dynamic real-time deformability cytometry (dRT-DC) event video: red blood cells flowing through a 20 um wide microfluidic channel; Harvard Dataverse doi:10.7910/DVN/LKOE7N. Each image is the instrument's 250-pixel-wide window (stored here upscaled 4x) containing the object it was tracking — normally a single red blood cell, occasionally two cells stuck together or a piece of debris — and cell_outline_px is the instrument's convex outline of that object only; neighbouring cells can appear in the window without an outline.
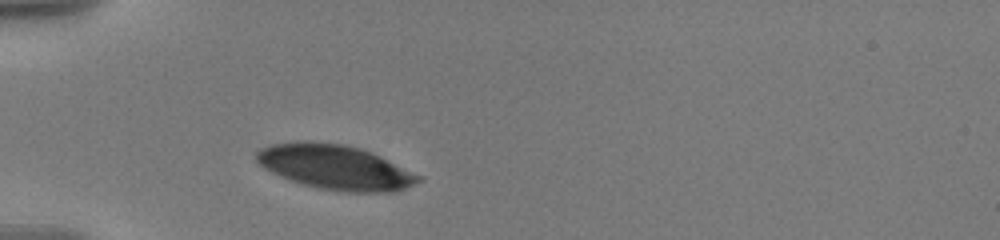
{"species": "human", "species_latin": "Homo sapiens", "temperature_condition": "warm", "stored_images_in_passage": 1, "camera_frame_rate_fps": 3000, "um_per_image_px": 0.085, "donor": {"sex": "male"}, "frame": {"image": 1, "passage_image": 1, "time_ms": 0.0, "image_size_px": [1000, 240], "cell_outline_px": [[420, 180], [396, 192], [340, 192], [316, 188], [300, 184], [280, 176], [264, 168], [256, 160], [256, 152], [260, 148], [272, 144], [300, 140], [312, 140], [344, 144], [360, 148], [420, 176]], "centroid_in_image_um": [28.39, 14.2], "position_along_channel_um": 56.6, "area_um2": 41.96}}